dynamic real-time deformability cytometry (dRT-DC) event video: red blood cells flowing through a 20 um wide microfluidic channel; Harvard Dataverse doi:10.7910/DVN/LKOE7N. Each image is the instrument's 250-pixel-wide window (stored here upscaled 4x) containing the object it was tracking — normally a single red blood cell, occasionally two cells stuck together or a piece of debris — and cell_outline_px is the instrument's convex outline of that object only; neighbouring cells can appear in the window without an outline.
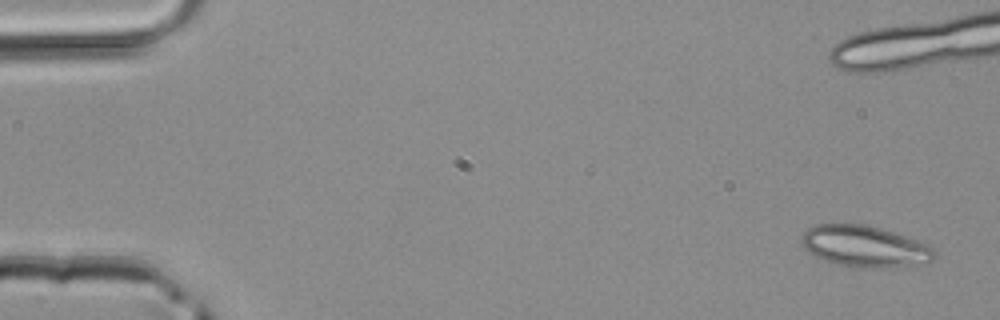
{"species": "common noctule bat (a hibernating species)", "species_latin": "Nyctalus noctula", "temperature_condition": "room temperature", "stored_images_in_passage": 7, "camera_frame_rate_fps": 3000, "um_per_image_px": 0.085, "animal": {"sex": "male", "body_mass_g": 20.4}, "frame": {"image": 1, "passage_image": 1, "time_ms": 0.0, "image_size_px": [1000, 320], "cell_outline_px": [[936, 256], [928, 264], [884, 268], [852, 268], [816, 256], [804, 248], [800, 244], [800, 236], [808, 228], [816, 224], [864, 224], [880, 228], [928, 244], [936, 252]], "centroid_in_image_um": [73.52, 20.95], "position_along_channel_um": 11.5, "area_um2": 32.19}}